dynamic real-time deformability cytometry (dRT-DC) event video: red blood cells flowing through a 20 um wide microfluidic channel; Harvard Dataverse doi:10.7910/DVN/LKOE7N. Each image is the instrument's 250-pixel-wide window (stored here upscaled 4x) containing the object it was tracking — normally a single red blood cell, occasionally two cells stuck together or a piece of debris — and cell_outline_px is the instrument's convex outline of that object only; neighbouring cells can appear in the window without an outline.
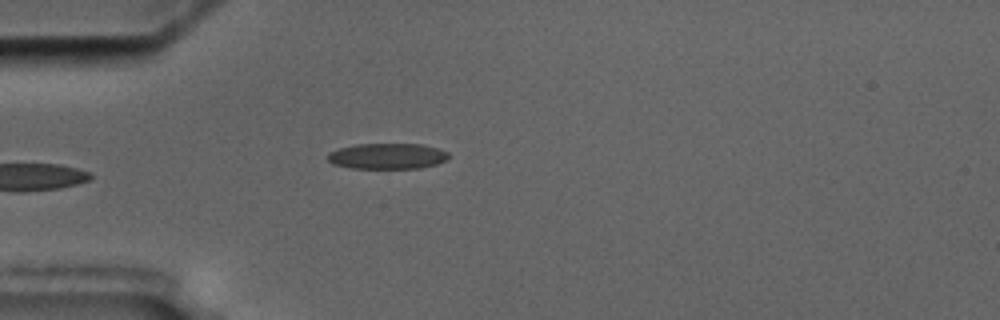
{"species": "common noctule bat (a hibernating species)", "species_latin": "Nyctalus noctula", "temperature_condition": "cold", "stored_images_in_passage": 8, "camera_frame_rate_fps": 3000, "um_per_image_px": 0.085, "animal": {"sex": "male", "body_mass_g": 17.5, "forearm_length_mm": 52.3}, "frame": {"image": 1, "passage_image": 4, "time_ms": 4.667, "image_size_px": [1000, 320], "cell_outline_px": [[448, 160], [436, 164], [420, 168], [352, 168], [332, 164], [324, 156], [328, 152], [340, 148], [356, 144], [420, 144], [436, 148], [448, 152]], "centroid_in_image_um": [32.88, 13.27], "position_along_channel_um": 52.1, "area_um2": 18.21}}
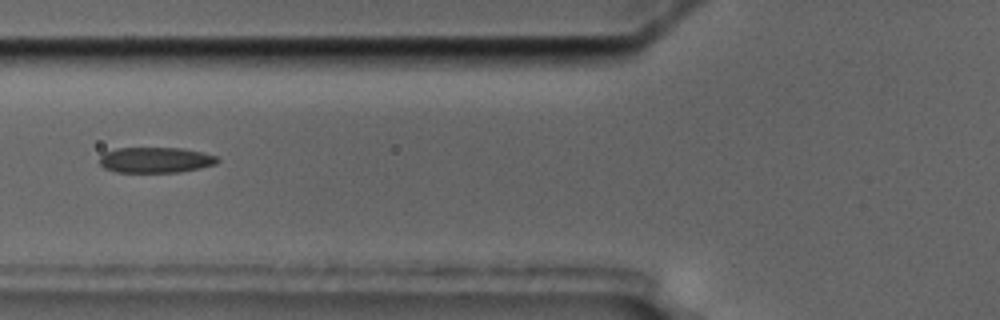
{"frame": {"image": 2, "passage_image": 6, "time_ms": 6.667, "image_size_px": [1000, 320], "cell_outline_px": [[220, 160], [216, 164], [200, 168], [180, 172], [116, 172], [104, 168], [100, 164], [100, 156], [104, 152], [116, 148], [184, 148], [204, 152], [216, 156]], "centroid_in_image_um": [13.24, 13.59], "position_along_channel_um": 112.6, "area_um2": 17.74}}
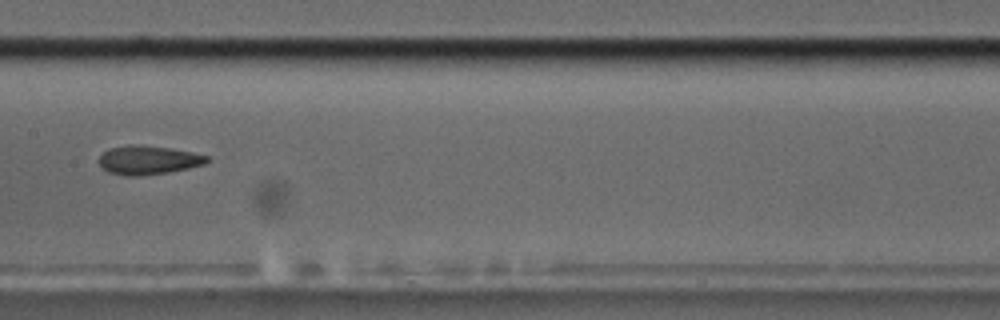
{"frame": {"image": 3, "passage_image": 8, "time_ms": 9.0, "image_size_px": [1000, 320], "cell_outline_px": [[212, 160], [204, 164], [188, 168], [168, 172], [136, 176], [128, 176], [108, 172], [96, 160], [108, 148], [128, 144], [136, 144], [168, 148], [192, 152], [208, 156]], "centroid_in_image_um": [12.59, 13.59], "position_along_channel_um": 194.8, "area_um2": 18.15}}